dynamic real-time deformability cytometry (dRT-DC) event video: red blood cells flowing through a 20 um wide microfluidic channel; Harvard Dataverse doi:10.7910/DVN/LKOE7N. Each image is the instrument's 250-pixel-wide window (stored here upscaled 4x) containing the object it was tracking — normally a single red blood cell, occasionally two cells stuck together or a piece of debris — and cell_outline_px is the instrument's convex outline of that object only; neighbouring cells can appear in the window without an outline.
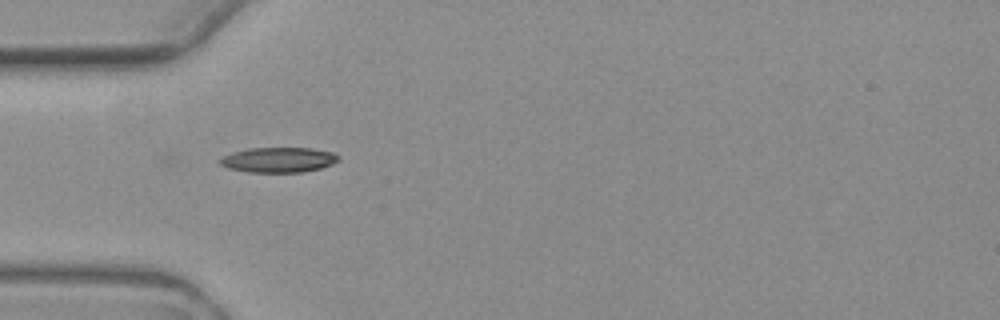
{"species": "common noctule bat (a hibernating species)", "species_latin": "Nyctalus noctula", "temperature_condition": "warm", "stored_images_in_passage": 7, "camera_frame_rate_fps": 3000, "um_per_image_px": 0.085, "animal": {"sex": "female", "body_mass_g": 19.3, "forearm_length_mm": 54.1}, "frame": {"image": 1, "passage_image": 4, "time_ms": 4.667, "image_size_px": [1000, 320], "cell_outline_px": [[340, 160], [332, 164], [320, 168], [304, 172], [248, 172], [228, 168], [220, 164], [216, 160], [224, 156], [248, 148], [312, 148], [332, 152], [340, 156]], "centroid_in_image_um": [23.69, 13.59], "position_along_channel_um": 61.3, "area_um2": 17.34}}
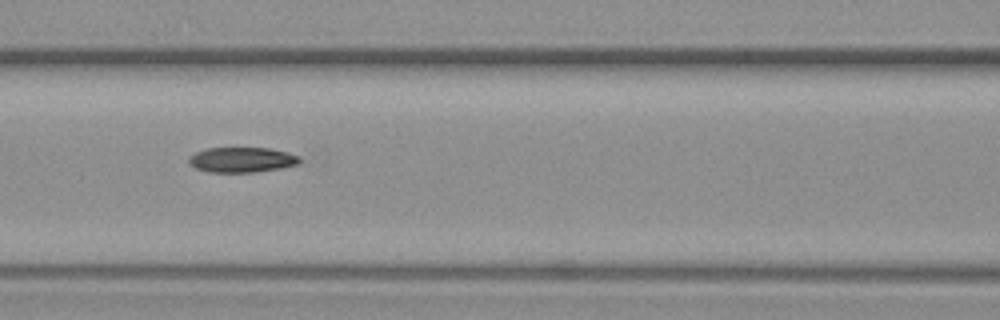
{"frame": {"image": 2, "passage_image": 6, "time_ms": 7.0, "image_size_px": [1000, 320], "cell_outline_px": [[300, 164], [280, 168], [256, 172], [208, 172], [196, 168], [188, 164], [188, 156], [196, 152], [208, 148], [268, 148], [288, 152], [300, 156]], "centroid_in_image_um": [20.55, 13.58], "position_along_channel_um": 146.0, "area_um2": 16.36}}
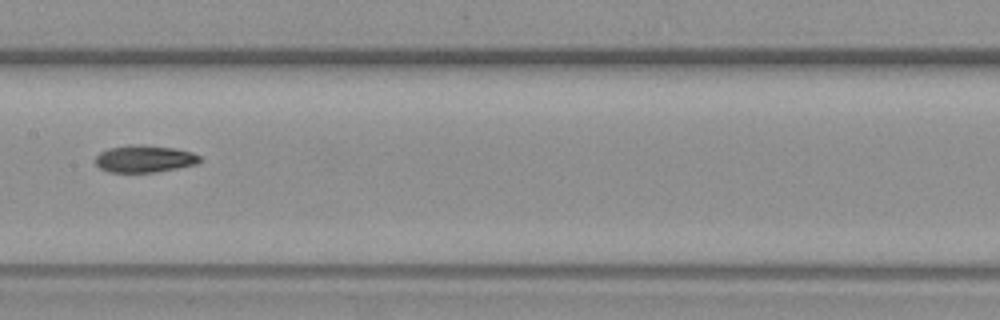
{"frame": {"image": 3, "passage_image": 7, "time_ms": 8.333, "image_size_px": [1000, 320], "cell_outline_px": [[200, 160], [196, 164], [156, 172], [108, 172], [100, 168], [96, 164], [96, 156], [100, 152], [108, 148], [172, 148], [192, 152], [200, 156]], "centroid_in_image_um": [12.28, 13.56], "position_along_channel_um": 195.1, "area_um2": 15.37}}